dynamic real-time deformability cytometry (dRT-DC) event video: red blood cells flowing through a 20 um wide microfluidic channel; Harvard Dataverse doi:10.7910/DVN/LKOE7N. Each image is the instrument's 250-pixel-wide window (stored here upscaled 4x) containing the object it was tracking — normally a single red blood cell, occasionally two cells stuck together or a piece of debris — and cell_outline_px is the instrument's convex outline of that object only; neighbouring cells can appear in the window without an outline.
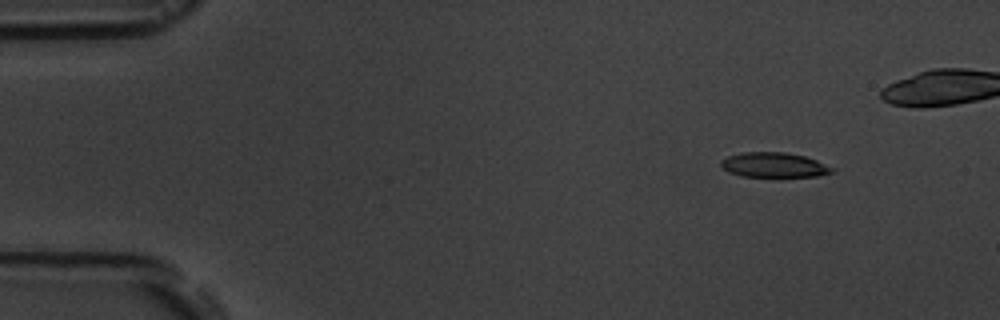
{"species": "common noctule bat (a hibernating species)", "species_latin": "Nyctalus noctula", "temperature_condition": "room temperature", "stored_images_in_passage": 5, "camera_frame_rate_fps": 3000, "um_per_image_px": 0.085, "animal": {"sex": "male", "body_mass_g": 19.5, "forearm_length_mm": 54.6}, "frame": {"image": 1, "passage_image": 1, "time_ms": 0.0, "image_size_px": [1000, 320], "cell_outline_px": [[836, 172], [816, 176], [776, 180], [740, 176], [728, 172], [720, 164], [720, 160], [728, 156], [744, 152], [784, 152], [804, 156], [816, 160], [836, 168]], "centroid_in_image_um": [65.83, 14.09], "position_along_channel_um": 19.2, "area_um2": 17.17}}
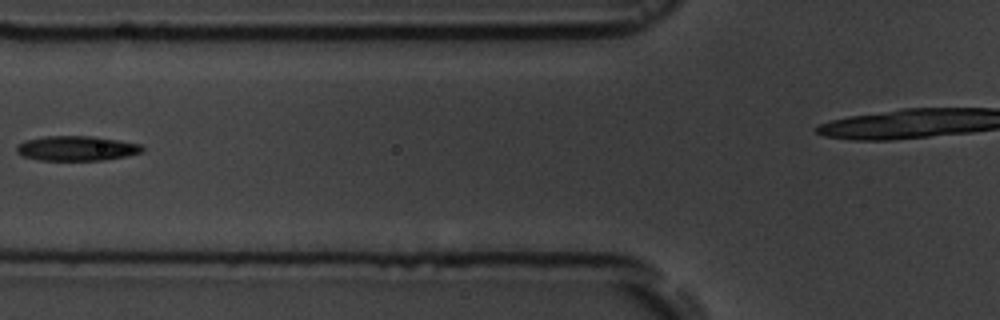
{"frame": {"image": 2, "passage_image": 5, "time_ms": 5.333, "image_size_px": [1000, 320], "cell_outline_px": [[144, 152], [104, 160], [40, 160], [24, 156], [16, 152], [16, 144], [24, 140], [44, 136], [96, 136], [140, 144], [144, 148]], "centroid_in_image_um": [6.49, 12.6], "position_along_channel_um": 119.3, "area_um2": 18.26}}